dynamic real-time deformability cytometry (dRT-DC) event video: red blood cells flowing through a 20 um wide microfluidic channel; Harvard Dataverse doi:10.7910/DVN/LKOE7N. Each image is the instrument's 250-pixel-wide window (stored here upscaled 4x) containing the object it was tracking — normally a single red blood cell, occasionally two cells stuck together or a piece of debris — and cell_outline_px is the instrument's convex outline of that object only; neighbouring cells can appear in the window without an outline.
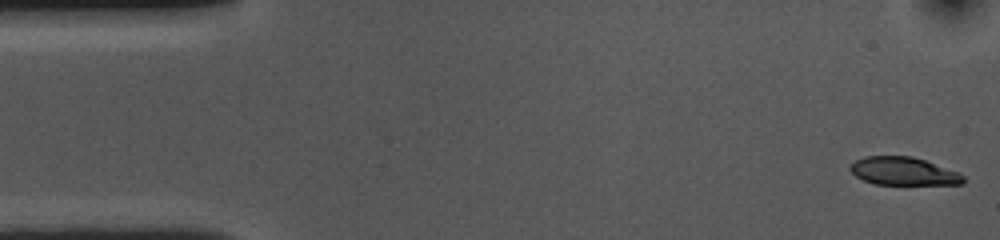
{"species": "common noctule bat (a hibernating species)", "species_latin": "Nyctalus noctula", "temperature_condition": "cold", "stored_images_in_passage": 54, "camera_frame_rate_fps": 3000, "um_per_image_px": 0.085, "animal": {"sex": "female", "body_mass_g": 10.0, "forearm_length_mm": 53.1}, "frame": {"image": 1, "passage_image": 1, "time_ms": 0.0, "image_size_px": [1000, 240], "cell_outline_px": [[964, 180], [960, 184], [876, 184], [864, 180], [856, 176], [848, 168], [856, 160], [864, 156], [912, 156], [960, 172], [964, 176]], "centroid_in_image_um": [76.79, 14.54], "position_along_channel_um": 8.2, "area_um2": 18.32}}
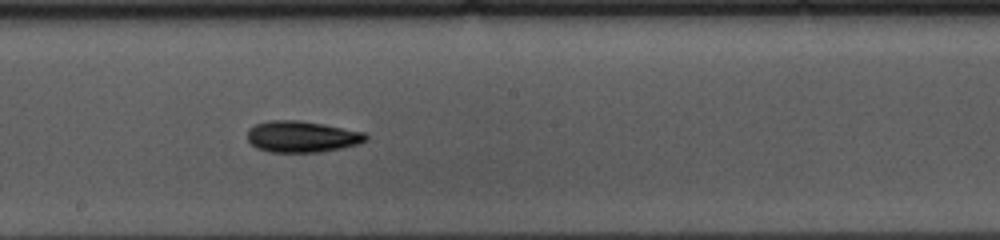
{"frame": {"image": 2, "passage_image": 28, "time_ms": 9.0, "image_size_px": [1000, 240], "cell_outline_px": [[368, 140], [344, 148], [320, 152], [268, 152], [256, 148], [248, 140], [248, 128], [256, 124], [268, 120], [300, 120], [364, 132], [368, 136]], "centroid_in_image_um": [25.65, 11.62], "position_along_channel_um": 222.6, "area_um2": 21.68}}
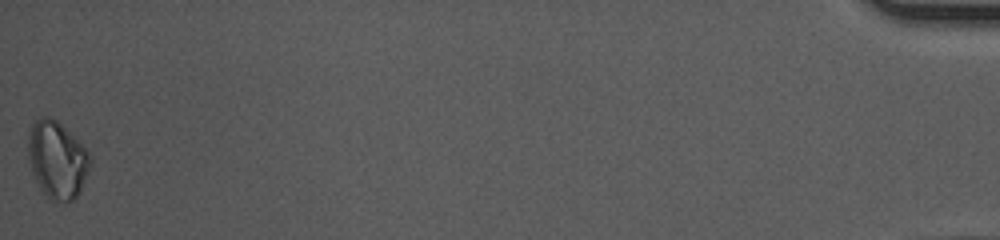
{"frame": {"image": 3, "passage_image": 54, "time_ms": 17.667, "image_size_px": [1000, 240], "cell_outline_px": [[92, 164], [80, 192], [72, 200], [52, 200], [40, 188], [32, 172], [28, 156], [28, 136], [32, 124], [40, 116], [48, 116], [56, 120], [92, 156]], "centroid_in_image_um": [4.86, 13.57], "position_along_channel_um": 430.3, "area_um2": 27.51}, "authors_computed_cell_mechanics": {"area_um2": 20.7502, "velocity_mm_per_s": 3.5969, "shape_relaxation_time_tau1_ms": 4.0821, "shape_relaxation_time_tau2_ms": null, "deformation_change_tau1": 0.0947, "deformation_change_tau2": null}}